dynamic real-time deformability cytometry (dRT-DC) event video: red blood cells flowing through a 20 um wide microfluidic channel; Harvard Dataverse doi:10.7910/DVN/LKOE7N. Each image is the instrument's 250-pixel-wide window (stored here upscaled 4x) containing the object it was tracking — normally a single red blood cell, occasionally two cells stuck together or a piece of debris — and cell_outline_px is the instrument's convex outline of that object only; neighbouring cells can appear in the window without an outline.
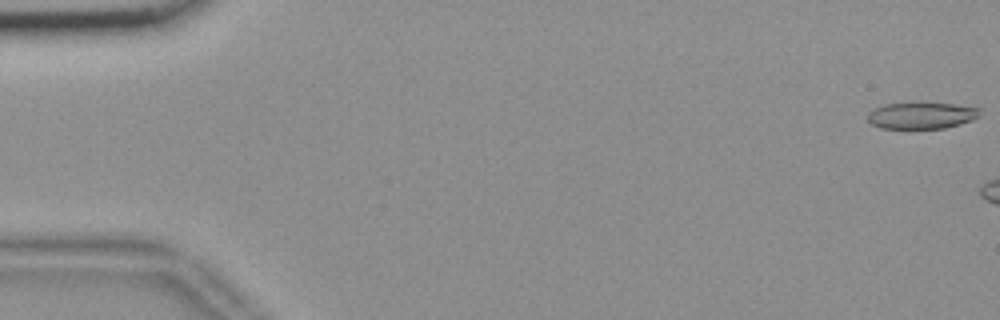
{"species": "common noctule bat (a hibernating species)", "species_latin": "Nyctalus noctula", "temperature_condition": "room temperature", "stored_images_in_passage": 7, "camera_frame_rate_fps": 3000, "um_per_image_px": 0.085, "animal": {"sex": "female", "body_mass_g": 18.4}, "frame": {"image": 1, "passage_image": 1, "time_ms": 0.0, "image_size_px": [1000, 320], "cell_outline_px": [[980, 108], [976, 116], [972, 120], [960, 124], [944, 128], [880, 128], [872, 124], [868, 120], [868, 112], [872, 108], [884, 104], [912, 100], [916, 100], [956, 104]], "centroid_in_image_um": [78.26, 9.76], "position_along_channel_um": 6.7, "area_um2": 18.03}}